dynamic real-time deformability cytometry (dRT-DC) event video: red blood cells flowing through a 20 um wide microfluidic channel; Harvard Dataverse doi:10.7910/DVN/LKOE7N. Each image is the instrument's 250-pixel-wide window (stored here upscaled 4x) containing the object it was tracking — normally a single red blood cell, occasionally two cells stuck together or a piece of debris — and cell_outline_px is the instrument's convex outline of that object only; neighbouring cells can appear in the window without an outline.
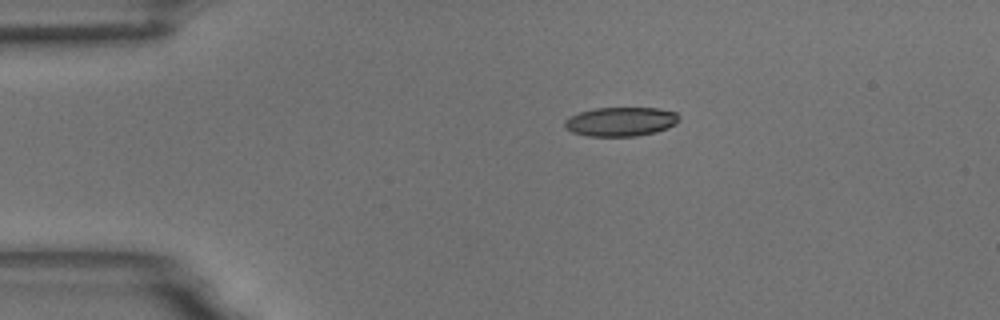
{"species": "common noctule bat (a hibernating species)", "species_latin": "Nyctalus noctula", "temperature_condition": "room temperature", "stored_images_in_passage": 9, "camera_frame_rate_fps": 3000, "um_per_image_px": 0.085, "animal": {"sex": "male", "body_mass_g": 18.8}, "frame": {"image": 1, "passage_image": 8, "time_ms": 2.333, "image_size_px": [1000, 320], "cell_outline_px": [[668, 124], [660, 128], [648, 132], [588, 132], [616, 108], [640, 108], [668, 112]], "centroid_in_image_um": [53.74, 10.27], "position_along_channel_um": 31.3, "area_um2": 10.52}}